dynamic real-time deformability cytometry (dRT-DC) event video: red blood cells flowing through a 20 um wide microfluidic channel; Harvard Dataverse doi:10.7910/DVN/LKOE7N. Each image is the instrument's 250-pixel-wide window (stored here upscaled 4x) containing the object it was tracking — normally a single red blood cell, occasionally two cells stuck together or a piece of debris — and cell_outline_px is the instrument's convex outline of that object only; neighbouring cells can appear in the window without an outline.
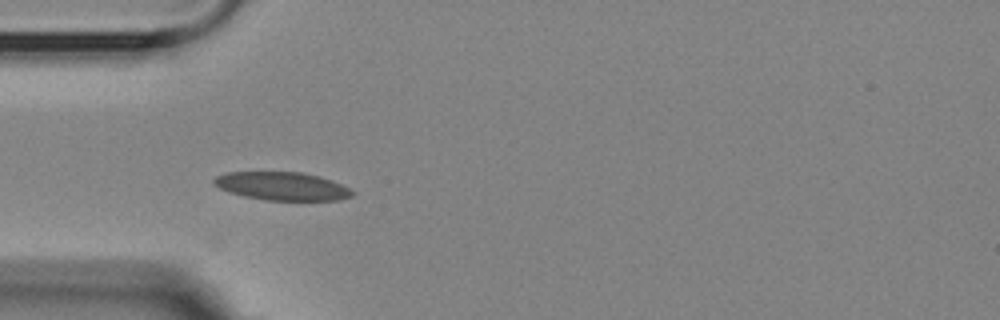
{"species": "Egyptian fruit bat (a non-hibernating species)", "species_latin": "Rousettus aegyptiacus", "temperature_condition": "room temperature", "stored_images_in_passage": 6, "camera_frame_rate_fps": 3000, "um_per_image_px": 0.085, "animal": {"sex": "female"}, "frame": {"image": 1, "passage_image": 5, "time_ms": 4.667, "image_size_px": [1000, 320], "cell_outline_px": [[356, 192], [352, 196], [340, 200], [264, 200], [244, 196], [220, 188], [212, 184], [212, 180], [216, 176], [228, 172], [304, 172], [320, 176], [332, 180]], "centroid_in_image_um": [23.99, 15.82], "position_along_channel_um": 61.0, "area_um2": 22.77}}
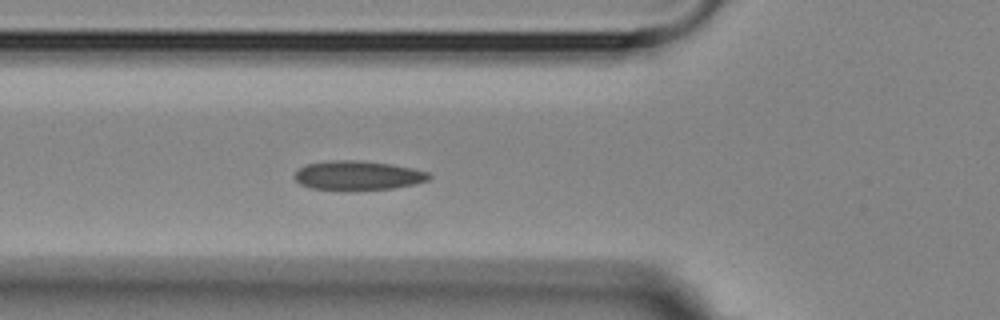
{"frame": {"image": 2, "passage_image": 6, "time_ms": 5.667, "image_size_px": [1000, 320], "cell_outline_px": [[432, 176], [428, 180], [416, 184], [392, 188], [348, 192], [312, 188], [300, 184], [292, 176], [300, 168], [308, 164], [332, 160], [356, 160], [392, 164], [412, 168], [428, 172]], "centroid_in_image_um": [30.42, 14.94], "position_along_channel_um": 95.4, "area_um2": 23.35}}